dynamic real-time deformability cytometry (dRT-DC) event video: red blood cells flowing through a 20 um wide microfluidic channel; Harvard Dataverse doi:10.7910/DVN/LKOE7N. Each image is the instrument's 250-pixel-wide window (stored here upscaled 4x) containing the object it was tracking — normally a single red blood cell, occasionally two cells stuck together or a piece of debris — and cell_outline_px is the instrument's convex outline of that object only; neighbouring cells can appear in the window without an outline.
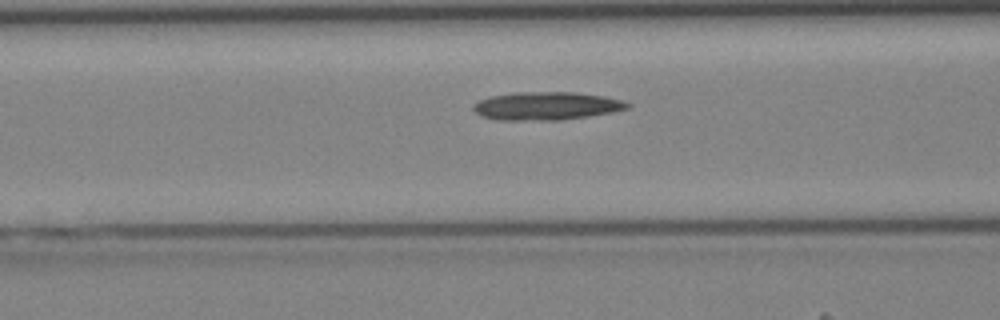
{"species": "Egyptian fruit bat (a non-hibernating species)", "species_latin": "Rousettus aegyptiacus", "temperature_condition": "cold", "stored_images_in_passage": 39, "camera_frame_rate_fps": 3000, "um_per_image_px": 0.085, "animal": {"sex": "female"}, "frame": {"image": 1, "passage_image": 14, "time_ms": 4.333, "image_size_px": [1000, 320], "cell_outline_px": [[632, 104], [628, 108], [612, 112], [588, 116], [560, 120], [492, 120], [480, 116], [472, 108], [472, 104], [488, 96], [516, 92], [576, 92], [604, 96], [624, 100]], "centroid_in_image_um": [46.41, 9.0], "position_along_channel_um": 120.2, "area_um2": 25.55}}
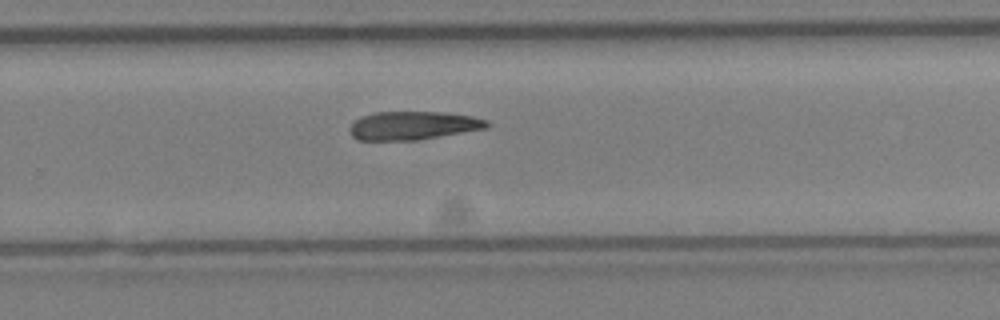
{"frame": {"image": 2, "passage_image": 25, "time_ms": 8.0, "image_size_px": [1000, 320], "cell_outline_px": [[492, 124], [488, 128], [416, 140], [356, 140], [352, 136], [348, 128], [360, 116], [372, 112], [440, 112], [472, 116], [488, 120]], "centroid_in_image_um": [35.11, 10.67], "position_along_channel_um": 294.7, "area_um2": 22.83}}
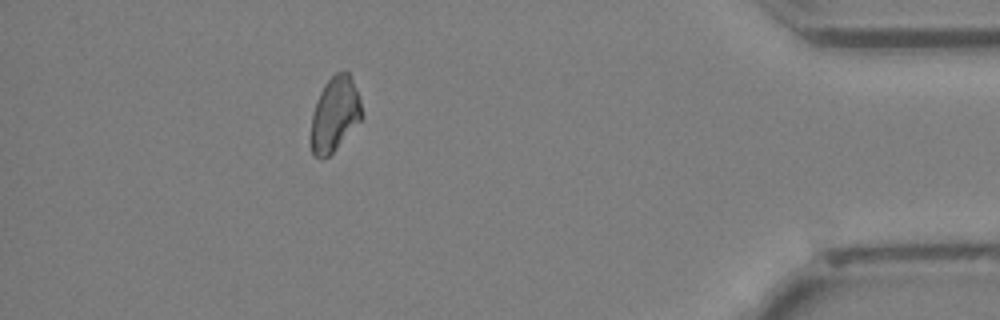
{"frame": {"image": 3, "passage_image": 35, "time_ms": 11.333, "image_size_px": [1000, 320], "cell_outline_px": [[364, 116], [332, 152], [328, 156], [316, 156], [312, 152], [308, 140], [312, 112], [316, 100], [324, 84], [336, 72], [348, 72], [352, 80], [360, 100]], "centroid_in_image_um": [28.41, 9.71], "position_along_channel_um": 406.8, "area_um2": 22.08}}